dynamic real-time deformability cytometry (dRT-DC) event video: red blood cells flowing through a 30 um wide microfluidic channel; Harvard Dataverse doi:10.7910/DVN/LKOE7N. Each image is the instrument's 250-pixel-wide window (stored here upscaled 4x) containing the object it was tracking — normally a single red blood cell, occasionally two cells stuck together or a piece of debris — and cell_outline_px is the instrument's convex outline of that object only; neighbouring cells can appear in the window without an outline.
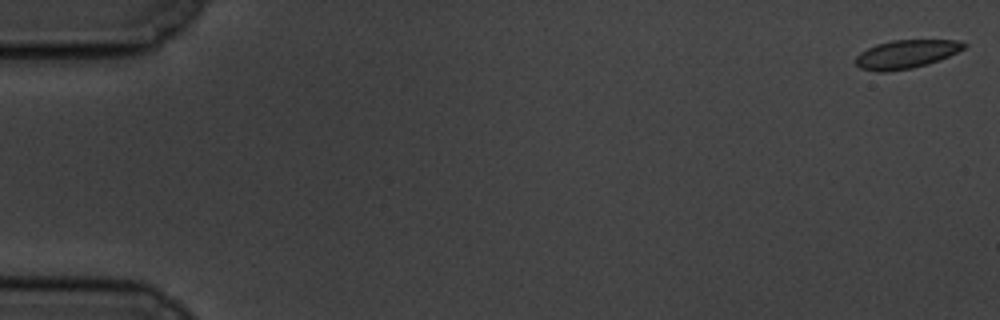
{"species": "common noctule bat (a hibernating species)", "species_latin": "Nyctalus noctula", "temperature_condition": "cold", "stored_images_in_passage": 13, "camera_frame_rate_fps": 3000, "um_per_image_px": 0.085, "animal": {"sex": "male", "body_mass_g": 19.5, "forearm_length_mm": 54.6}, "frame": {"image": 1, "passage_image": 1, "time_ms": 0.0, "image_size_px": [1000, 320], "cell_outline_px": [[968, 44], [964, 48], [940, 60], [928, 64], [912, 68], [884, 72], [880, 72], [860, 68], [856, 64], [856, 56], [860, 52], [876, 44], [892, 40], [960, 40]], "centroid_in_image_um": [77.03, 4.6], "position_along_channel_um": 8.0, "area_um2": 17.92}}